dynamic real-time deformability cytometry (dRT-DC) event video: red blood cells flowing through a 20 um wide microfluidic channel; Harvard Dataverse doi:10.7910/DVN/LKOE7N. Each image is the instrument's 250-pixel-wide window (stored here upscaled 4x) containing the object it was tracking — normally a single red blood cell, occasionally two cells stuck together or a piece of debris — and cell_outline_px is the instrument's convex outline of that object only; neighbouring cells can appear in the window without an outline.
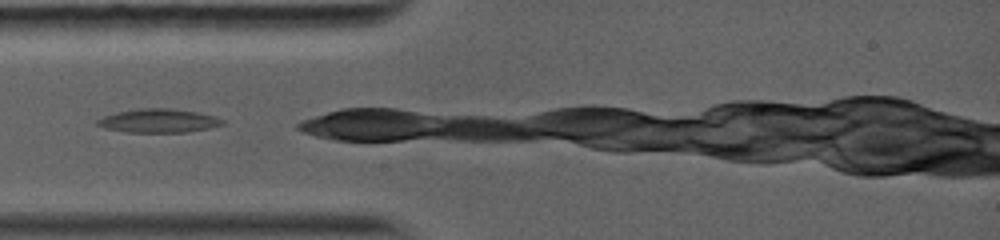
{"species": "common noctule bat (a hibernating species)", "species_latin": "Nyctalus noctula", "temperature_condition": "warm", "stored_images_in_passage": 13, "camera_frame_rate_fps": 5000, "um_per_image_px": 0.085, "animal": {"sex": "female", "body_mass_g": 19.0, "forearm_length_mm": 56.7}, "frame": {"image": 1, "passage_image": 1, "time_ms": 0.0, "image_size_px": [1000, 240], "cell_outline_px": [[224, 124], [208, 128], [188, 132], [124, 132], [104, 128], [96, 124], [96, 120], [104, 116], [116, 112], [140, 108], [172, 108], [196, 112], [216, 116], [224, 120]], "centroid_in_image_um": [13.46, 10.26], "position_along_channel_um": 71.5, "area_um2": 17.34}}